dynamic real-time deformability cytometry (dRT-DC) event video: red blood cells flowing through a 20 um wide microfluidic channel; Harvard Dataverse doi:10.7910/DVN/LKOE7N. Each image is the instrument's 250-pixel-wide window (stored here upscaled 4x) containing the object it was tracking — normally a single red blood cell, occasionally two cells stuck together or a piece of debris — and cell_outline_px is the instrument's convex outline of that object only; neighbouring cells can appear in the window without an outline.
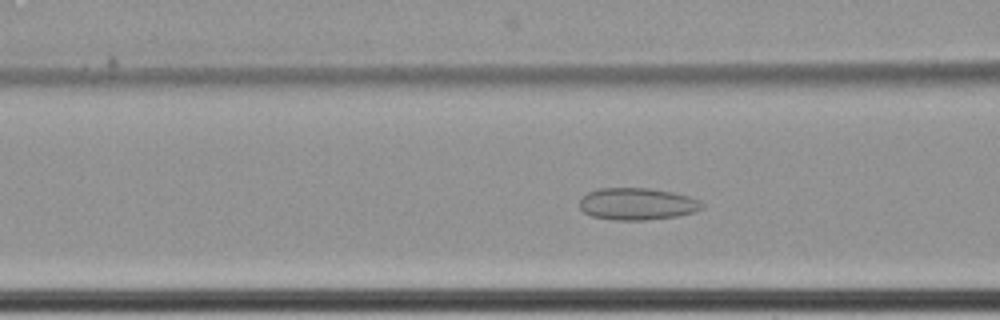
{"species": "common noctule bat (a hibernating species)", "species_latin": "Nyctalus noctula", "temperature_condition": "cold", "stored_images_in_passage": 50, "camera_frame_rate_fps": 3000, "um_per_image_px": 0.085, "animal": {"sex": "female", "body_mass_g": 22.7, "forearm_length_mm": 54.2}, "frame": {"image": 1, "passage_image": 21, "time_ms": 6.667, "image_size_px": [1000, 320], "cell_outline_px": [[704, 208], [696, 212], [676, 216], [644, 220], [612, 220], [592, 216], [584, 212], [580, 208], [580, 200], [588, 192], [600, 188], [648, 188], [672, 192], [688, 196], [700, 200], [704, 204]], "centroid_in_image_um": [54.19, 17.34], "position_along_channel_um": 112.4, "area_um2": 22.89}}
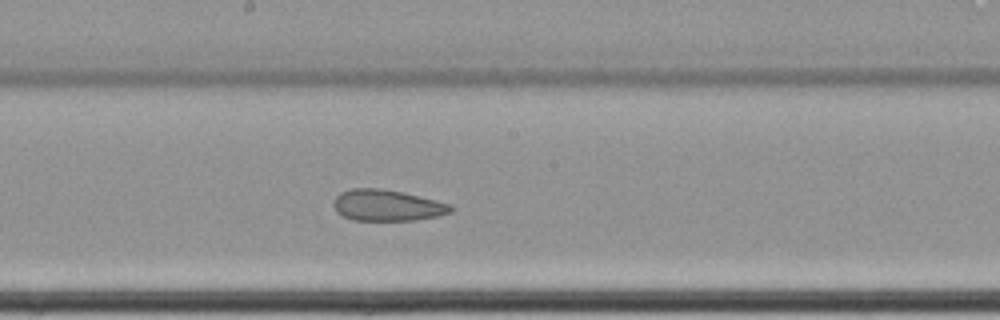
{"frame": {"image": 2, "passage_image": 30, "time_ms": 9.667, "image_size_px": [1000, 320], "cell_outline_px": [[456, 208], [452, 212], [436, 216], [416, 220], [356, 220], [344, 216], [336, 212], [332, 204], [336, 196], [340, 192], [352, 188], [380, 188], [404, 192], [452, 204]], "centroid_in_image_um": [32.93, 17.44], "position_along_channel_um": 215.3, "area_um2": 21.5}}
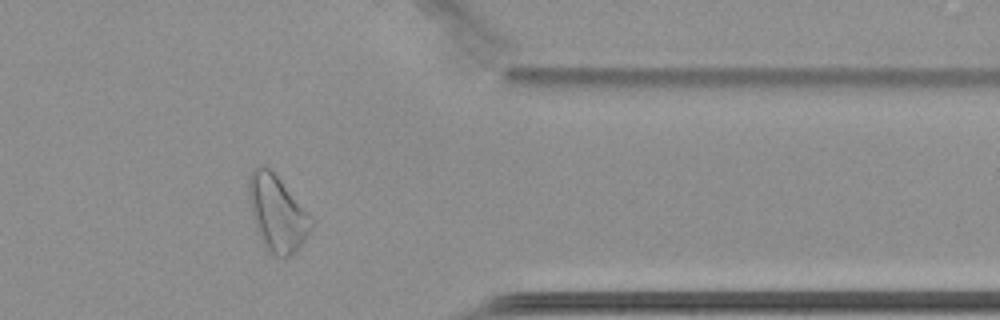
{"frame": {"image": 3, "passage_image": 46, "time_ms": 15.0, "image_size_px": [1000, 320], "cell_outline_px": [[316, 224], [304, 240], [284, 260], [268, 252], [264, 248], [256, 228], [252, 216], [248, 196], [248, 180], [252, 168], [260, 164], [268, 164], [312, 216]], "centroid_in_image_um": [23.55, 18.08], "position_along_channel_um": 387.8, "area_um2": 28.32}, "authors_computed_cell_mechanics": {"area_um2": 23.7847, "velocity_mm_per_s": 3.4303, "shape_relaxation_time_tau1_ms": null, "shape_relaxation_time_tau2_ms": 2.4896, "deformation_change_tau1": null, "deformation_change_tau2": 0.0883}}